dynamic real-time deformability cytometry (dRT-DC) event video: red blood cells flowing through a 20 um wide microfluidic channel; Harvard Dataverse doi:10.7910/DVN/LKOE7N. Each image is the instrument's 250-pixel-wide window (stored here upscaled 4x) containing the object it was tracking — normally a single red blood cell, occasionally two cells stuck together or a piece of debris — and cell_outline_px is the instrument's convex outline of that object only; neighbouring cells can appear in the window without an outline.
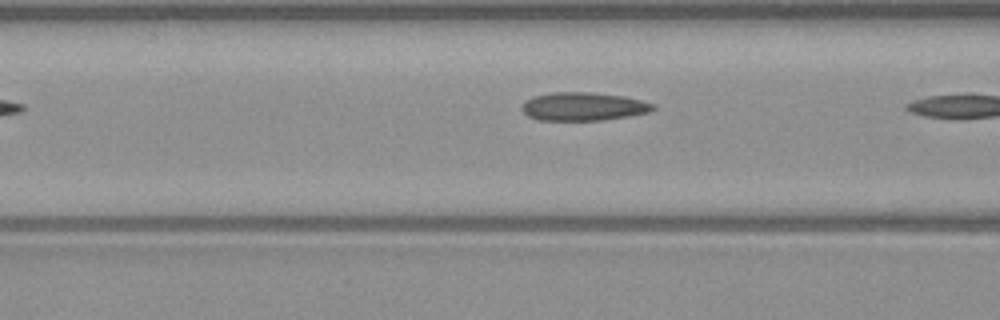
{"species": "common noctule bat (a hibernating species)", "species_latin": "Nyctalus noctula", "temperature_condition": "warm", "stored_images_in_passage": 4, "camera_frame_rate_fps": 3000, "um_per_image_px": 0.085, "animal": {"sex": "male", "body_mass_g": 23.1, "forearm_length_mm": 52.7}, "frame": {"image": 1, "passage_image": 3, "time_ms": 2.667, "image_size_px": [1000, 320], "cell_outline_px": [[656, 108], [648, 112], [628, 116], [600, 120], [536, 120], [528, 116], [520, 108], [524, 100], [532, 96], [552, 92], [592, 92], [624, 96], [656, 104]], "centroid_in_image_um": [49.54, 9.04], "position_along_channel_um": 117.1, "area_um2": 21.79}}